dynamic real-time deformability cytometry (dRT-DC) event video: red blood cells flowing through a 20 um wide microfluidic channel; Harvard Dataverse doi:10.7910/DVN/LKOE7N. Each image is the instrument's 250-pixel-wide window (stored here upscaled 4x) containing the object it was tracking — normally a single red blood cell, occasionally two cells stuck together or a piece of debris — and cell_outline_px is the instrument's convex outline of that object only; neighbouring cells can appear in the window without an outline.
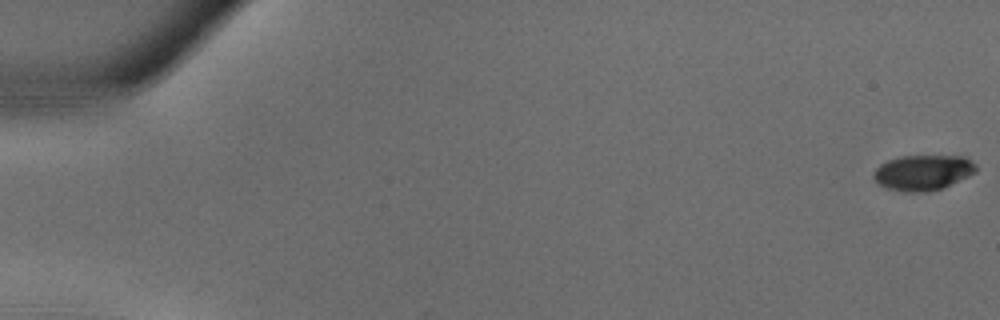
{"species": "common noctule bat (a hibernating species)", "species_latin": "Nyctalus noctula", "temperature_condition": "warm", "stored_images_in_passage": 37, "camera_frame_rate_fps": 3000, "um_per_image_px": 0.085, "animal": {"sex": "male", "body_mass_g": 18.8}, "frame": {"image": 1, "passage_image": 1, "time_ms": 0.0, "image_size_px": [1000, 320], "cell_outline_px": [[976, 172], [968, 176], [940, 188], [928, 192], [904, 192], [888, 188], [880, 184], [872, 176], [876, 168], [880, 164], [888, 160], [900, 156], [964, 156], [976, 164]], "centroid_in_image_um": [78.44, 14.66], "position_along_channel_um": 6.6, "area_um2": 20.92}}
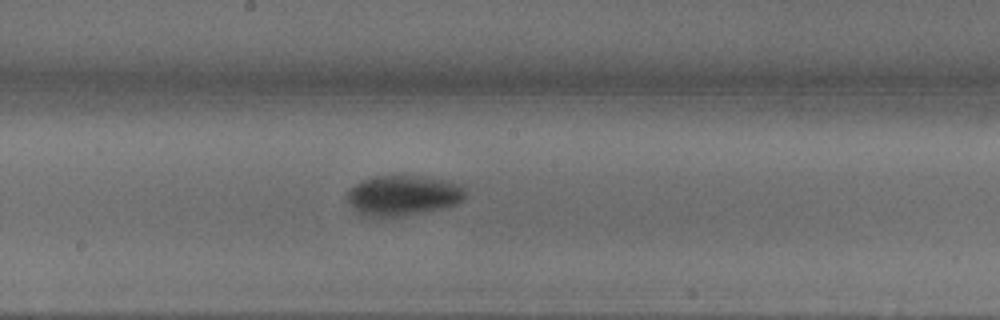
{"frame": {"image": 2, "passage_image": 21, "time_ms": 6.667, "image_size_px": [1000, 320], "cell_outline_px": [[464, 200], [456, 204], [444, 208], [404, 216], [364, 216], [356, 212], [348, 204], [348, 188], [364, 180], [376, 176], [428, 176], [448, 180], [464, 184]], "centroid_in_image_um": [34.29, 16.61], "position_along_channel_um": 213.9, "area_um2": 28.03}}
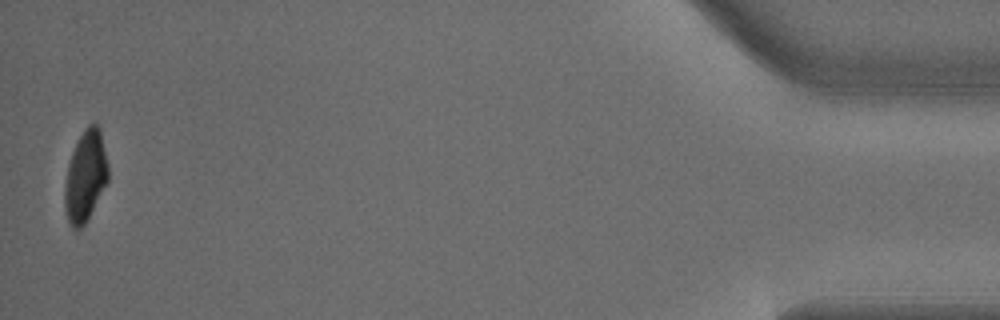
{"frame": {"image": 3, "passage_image": 37, "time_ms": 12.0, "image_size_px": [1000, 320], "cell_outline_px": [[108, 180], [88, 220], [80, 228], [72, 228], [68, 220], [64, 208], [64, 188], [68, 164], [72, 152], [84, 128], [88, 124], [96, 120], [100, 128], [108, 164]], "centroid_in_image_um": [7.27, 14.95], "position_along_channel_um": 427.9, "area_um2": 23.18}}